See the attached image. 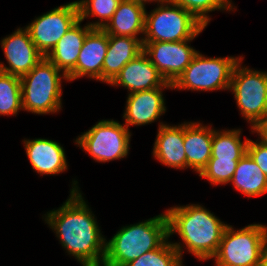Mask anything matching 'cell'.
<instances>
[{
    "label": "cell",
    "mask_w": 267,
    "mask_h": 266,
    "mask_svg": "<svg viewBox=\"0 0 267 266\" xmlns=\"http://www.w3.org/2000/svg\"><path fill=\"white\" fill-rule=\"evenodd\" d=\"M77 183L73 181L70 197L65 203L47 212L44 220L54 230L62 247L82 266H102L106 239Z\"/></svg>",
    "instance_id": "1"
},
{
    "label": "cell",
    "mask_w": 267,
    "mask_h": 266,
    "mask_svg": "<svg viewBox=\"0 0 267 266\" xmlns=\"http://www.w3.org/2000/svg\"><path fill=\"white\" fill-rule=\"evenodd\" d=\"M110 85L125 87L129 94L159 87H172L143 51L120 70Z\"/></svg>",
    "instance_id": "13"
},
{
    "label": "cell",
    "mask_w": 267,
    "mask_h": 266,
    "mask_svg": "<svg viewBox=\"0 0 267 266\" xmlns=\"http://www.w3.org/2000/svg\"><path fill=\"white\" fill-rule=\"evenodd\" d=\"M78 20V4L74 1L37 17L25 28L36 48L46 56Z\"/></svg>",
    "instance_id": "10"
},
{
    "label": "cell",
    "mask_w": 267,
    "mask_h": 266,
    "mask_svg": "<svg viewBox=\"0 0 267 266\" xmlns=\"http://www.w3.org/2000/svg\"><path fill=\"white\" fill-rule=\"evenodd\" d=\"M239 160L209 159L206 167L199 174L211 185H225L230 183Z\"/></svg>",
    "instance_id": "28"
},
{
    "label": "cell",
    "mask_w": 267,
    "mask_h": 266,
    "mask_svg": "<svg viewBox=\"0 0 267 266\" xmlns=\"http://www.w3.org/2000/svg\"><path fill=\"white\" fill-rule=\"evenodd\" d=\"M129 128L115 120H101L76 138L75 143L97 162H109L129 153Z\"/></svg>",
    "instance_id": "9"
},
{
    "label": "cell",
    "mask_w": 267,
    "mask_h": 266,
    "mask_svg": "<svg viewBox=\"0 0 267 266\" xmlns=\"http://www.w3.org/2000/svg\"><path fill=\"white\" fill-rule=\"evenodd\" d=\"M145 14L142 42H176L196 38L204 29L192 13L171 1Z\"/></svg>",
    "instance_id": "5"
},
{
    "label": "cell",
    "mask_w": 267,
    "mask_h": 266,
    "mask_svg": "<svg viewBox=\"0 0 267 266\" xmlns=\"http://www.w3.org/2000/svg\"><path fill=\"white\" fill-rule=\"evenodd\" d=\"M241 129L214 130L210 159L240 160L247 153L249 139L241 141Z\"/></svg>",
    "instance_id": "23"
},
{
    "label": "cell",
    "mask_w": 267,
    "mask_h": 266,
    "mask_svg": "<svg viewBox=\"0 0 267 266\" xmlns=\"http://www.w3.org/2000/svg\"><path fill=\"white\" fill-rule=\"evenodd\" d=\"M24 148L32 168L40 175H56L68 169L65 150L56 141L44 138L24 139Z\"/></svg>",
    "instance_id": "16"
},
{
    "label": "cell",
    "mask_w": 267,
    "mask_h": 266,
    "mask_svg": "<svg viewBox=\"0 0 267 266\" xmlns=\"http://www.w3.org/2000/svg\"><path fill=\"white\" fill-rule=\"evenodd\" d=\"M167 239L166 212L144 222L123 226L110 240H106L102 266H125L144 253L159 248Z\"/></svg>",
    "instance_id": "3"
},
{
    "label": "cell",
    "mask_w": 267,
    "mask_h": 266,
    "mask_svg": "<svg viewBox=\"0 0 267 266\" xmlns=\"http://www.w3.org/2000/svg\"><path fill=\"white\" fill-rule=\"evenodd\" d=\"M193 39L176 42H142L143 52L162 77L173 84L198 52L189 45Z\"/></svg>",
    "instance_id": "11"
},
{
    "label": "cell",
    "mask_w": 267,
    "mask_h": 266,
    "mask_svg": "<svg viewBox=\"0 0 267 266\" xmlns=\"http://www.w3.org/2000/svg\"><path fill=\"white\" fill-rule=\"evenodd\" d=\"M81 22L79 19L45 56L66 76L75 68L86 35L92 29L88 24L81 27Z\"/></svg>",
    "instance_id": "20"
},
{
    "label": "cell",
    "mask_w": 267,
    "mask_h": 266,
    "mask_svg": "<svg viewBox=\"0 0 267 266\" xmlns=\"http://www.w3.org/2000/svg\"><path fill=\"white\" fill-rule=\"evenodd\" d=\"M247 154L260 167L262 172L267 176V146L249 139L247 145Z\"/></svg>",
    "instance_id": "29"
},
{
    "label": "cell",
    "mask_w": 267,
    "mask_h": 266,
    "mask_svg": "<svg viewBox=\"0 0 267 266\" xmlns=\"http://www.w3.org/2000/svg\"><path fill=\"white\" fill-rule=\"evenodd\" d=\"M62 79L68 81L67 76L44 57L20 77L23 110L38 115L59 112L62 108Z\"/></svg>",
    "instance_id": "4"
},
{
    "label": "cell",
    "mask_w": 267,
    "mask_h": 266,
    "mask_svg": "<svg viewBox=\"0 0 267 266\" xmlns=\"http://www.w3.org/2000/svg\"><path fill=\"white\" fill-rule=\"evenodd\" d=\"M22 108L20 77L0 74V115H16Z\"/></svg>",
    "instance_id": "25"
},
{
    "label": "cell",
    "mask_w": 267,
    "mask_h": 266,
    "mask_svg": "<svg viewBox=\"0 0 267 266\" xmlns=\"http://www.w3.org/2000/svg\"><path fill=\"white\" fill-rule=\"evenodd\" d=\"M1 48L8 67L1 63L5 73L22 77L30 72L45 56L36 48L26 28H18L1 40Z\"/></svg>",
    "instance_id": "12"
},
{
    "label": "cell",
    "mask_w": 267,
    "mask_h": 266,
    "mask_svg": "<svg viewBox=\"0 0 267 266\" xmlns=\"http://www.w3.org/2000/svg\"><path fill=\"white\" fill-rule=\"evenodd\" d=\"M3 72L1 62H0V74Z\"/></svg>",
    "instance_id": "33"
},
{
    "label": "cell",
    "mask_w": 267,
    "mask_h": 266,
    "mask_svg": "<svg viewBox=\"0 0 267 266\" xmlns=\"http://www.w3.org/2000/svg\"><path fill=\"white\" fill-rule=\"evenodd\" d=\"M242 61L243 58L234 67L229 90L252 128L267 118V72L242 67Z\"/></svg>",
    "instance_id": "8"
},
{
    "label": "cell",
    "mask_w": 267,
    "mask_h": 266,
    "mask_svg": "<svg viewBox=\"0 0 267 266\" xmlns=\"http://www.w3.org/2000/svg\"><path fill=\"white\" fill-rule=\"evenodd\" d=\"M121 0H78L79 19L96 16L98 21L87 23L91 28L103 29L111 20Z\"/></svg>",
    "instance_id": "26"
},
{
    "label": "cell",
    "mask_w": 267,
    "mask_h": 266,
    "mask_svg": "<svg viewBox=\"0 0 267 266\" xmlns=\"http://www.w3.org/2000/svg\"><path fill=\"white\" fill-rule=\"evenodd\" d=\"M243 57H205L199 51L172 84V89L191 91L229 90L232 73Z\"/></svg>",
    "instance_id": "6"
},
{
    "label": "cell",
    "mask_w": 267,
    "mask_h": 266,
    "mask_svg": "<svg viewBox=\"0 0 267 266\" xmlns=\"http://www.w3.org/2000/svg\"><path fill=\"white\" fill-rule=\"evenodd\" d=\"M230 183L248 198L267 193V176L247 153L238 161Z\"/></svg>",
    "instance_id": "22"
},
{
    "label": "cell",
    "mask_w": 267,
    "mask_h": 266,
    "mask_svg": "<svg viewBox=\"0 0 267 266\" xmlns=\"http://www.w3.org/2000/svg\"><path fill=\"white\" fill-rule=\"evenodd\" d=\"M145 14L144 5L135 0H121L103 30L108 35L138 38V34H144Z\"/></svg>",
    "instance_id": "21"
},
{
    "label": "cell",
    "mask_w": 267,
    "mask_h": 266,
    "mask_svg": "<svg viewBox=\"0 0 267 266\" xmlns=\"http://www.w3.org/2000/svg\"><path fill=\"white\" fill-rule=\"evenodd\" d=\"M168 239L157 249L148 251L142 256L130 261L125 266H183L182 255L185 247Z\"/></svg>",
    "instance_id": "24"
},
{
    "label": "cell",
    "mask_w": 267,
    "mask_h": 266,
    "mask_svg": "<svg viewBox=\"0 0 267 266\" xmlns=\"http://www.w3.org/2000/svg\"><path fill=\"white\" fill-rule=\"evenodd\" d=\"M213 129L200 122H184V147L187 168L197 173L206 167L212 154Z\"/></svg>",
    "instance_id": "19"
},
{
    "label": "cell",
    "mask_w": 267,
    "mask_h": 266,
    "mask_svg": "<svg viewBox=\"0 0 267 266\" xmlns=\"http://www.w3.org/2000/svg\"><path fill=\"white\" fill-rule=\"evenodd\" d=\"M267 226L250 224L234 230L227 225L222 234L217 252L212 257L216 266H259L262 242Z\"/></svg>",
    "instance_id": "7"
},
{
    "label": "cell",
    "mask_w": 267,
    "mask_h": 266,
    "mask_svg": "<svg viewBox=\"0 0 267 266\" xmlns=\"http://www.w3.org/2000/svg\"><path fill=\"white\" fill-rule=\"evenodd\" d=\"M152 153L153 157L165 166L174 169H187L184 123L170 126L160 122Z\"/></svg>",
    "instance_id": "17"
},
{
    "label": "cell",
    "mask_w": 267,
    "mask_h": 266,
    "mask_svg": "<svg viewBox=\"0 0 267 266\" xmlns=\"http://www.w3.org/2000/svg\"><path fill=\"white\" fill-rule=\"evenodd\" d=\"M251 129L252 133L256 132L258 133V136H260L259 138L261 139L259 142L267 146V118L263 121L256 123Z\"/></svg>",
    "instance_id": "30"
},
{
    "label": "cell",
    "mask_w": 267,
    "mask_h": 266,
    "mask_svg": "<svg viewBox=\"0 0 267 266\" xmlns=\"http://www.w3.org/2000/svg\"><path fill=\"white\" fill-rule=\"evenodd\" d=\"M259 266H267V233L262 242L261 248V257H260V265Z\"/></svg>",
    "instance_id": "31"
},
{
    "label": "cell",
    "mask_w": 267,
    "mask_h": 266,
    "mask_svg": "<svg viewBox=\"0 0 267 266\" xmlns=\"http://www.w3.org/2000/svg\"><path fill=\"white\" fill-rule=\"evenodd\" d=\"M166 215L169 238L177 233L189 253L199 260L212 259L228 224L199 204L171 207Z\"/></svg>",
    "instance_id": "2"
},
{
    "label": "cell",
    "mask_w": 267,
    "mask_h": 266,
    "mask_svg": "<svg viewBox=\"0 0 267 266\" xmlns=\"http://www.w3.org/2000/svg\"><path fill=\"white\" fill-rule=\"evenodd\" d=\"M108 48V34L92 28L86 35L75 68L67 75L68 81L87 76L102 81V67Z\"/></svg>",
    "instance_id": "14"
},
{
    "label": "cell",
    "mask_w": 267,
    "mask_h": 266,
    "mask_svg": "<svg viewBox=\"0 0 267 266\" xmlns=\"http://www.w3.org/2000/svg\"><path fill=\"white\" fill-rule=\"evenodd\" d=\"M192 13L205 26L211 20L208 13L215 10L233 11L231 0H170Z\"/></svg>",
    "instance_id": "27"
},
{
    "label": "cell",
    "mask_w": 267,
    "mask_h": 266,
    "mask_svg": "<svg viewBox=\"0 0 267 266\" xmlns=\"http://www.w3.org/2000/svg\"><path fill=\"white\" fill-rule=\"evenodd\" d=\"M164 88L159 87L151 90H144L128 94L125 112V126H141L151 124L158 120L166 112L165 99L163 97Z\"/></svg>",
    "instance_id": "15"
},
{
    "label": "cell",
    "mask_w": 267,
    "mask_h": 266,
    "mask_svg": "<svg viewBox=\"0 0 267 266\" xmlns=\"http://www.w3.org/2000/svg\"><path fill=\"white\" fill-rule=\"evenodd\" d=\"M143 36L108 35V48L102 67V82L110 84L120 70L143 51Z\"/></svg>",
    "instance_id": "18"
},
{
    "label": "cell",
    "mask_w": 267,
    "mask_h": 266,
    "mask_svg": "<svg viewBox=\"0 0 267 266\" xmlns=\"http://www.w3.org/2000/svg\"><path fill=\"white\" fill-rule=\"evenodd\" d=\"M136 2H138L139 4H142V5H144L145 6V4L148 2H157L158 4L160 3V4H162V3H166V2H168V1H170V0H135Z\"/></svg>",
    "instance_id": "32"
}]
</instances>
